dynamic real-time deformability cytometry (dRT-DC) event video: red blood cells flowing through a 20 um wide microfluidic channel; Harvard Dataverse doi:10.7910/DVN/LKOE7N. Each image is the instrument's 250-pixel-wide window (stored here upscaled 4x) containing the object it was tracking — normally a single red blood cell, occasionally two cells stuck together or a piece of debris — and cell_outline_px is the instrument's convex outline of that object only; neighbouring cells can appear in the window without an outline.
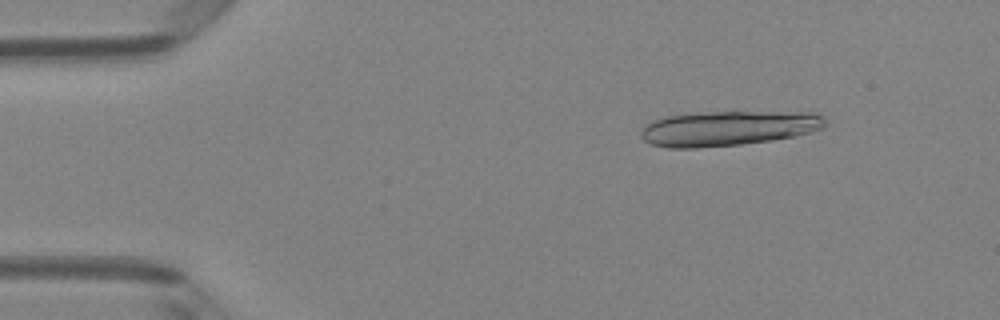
{"species": "Egyptian fruit bat (a non-hibernating species)", "species_latin": "Rousettus aegyptiacus", "temperature_condition": "room temperature", "stored_images_in_passage": 4, "camera_frame_rate_fps": 3000, "um_per_image_px": 0.085, "animal": {"sex": "female"}, "frame": {"image": 1, "passage_image": 2, "time_ms": 0.333, "image_size_px": [1000, 320], "cell_outline_px": [[828, 124], [824, 128], [812, 132], [796, 136], [772, 140], [740, 144], [696, 148], [668, 148], [652, 144], [644, 140], [640, 136], [640, 132], [652, 120], [664, 116], [696, 112], [820, 112], [824, 116]], "centroid_in_image_um": [61.95, 10.89], "position_along_channel_um": 23.0, "area_um2": 37.97}}